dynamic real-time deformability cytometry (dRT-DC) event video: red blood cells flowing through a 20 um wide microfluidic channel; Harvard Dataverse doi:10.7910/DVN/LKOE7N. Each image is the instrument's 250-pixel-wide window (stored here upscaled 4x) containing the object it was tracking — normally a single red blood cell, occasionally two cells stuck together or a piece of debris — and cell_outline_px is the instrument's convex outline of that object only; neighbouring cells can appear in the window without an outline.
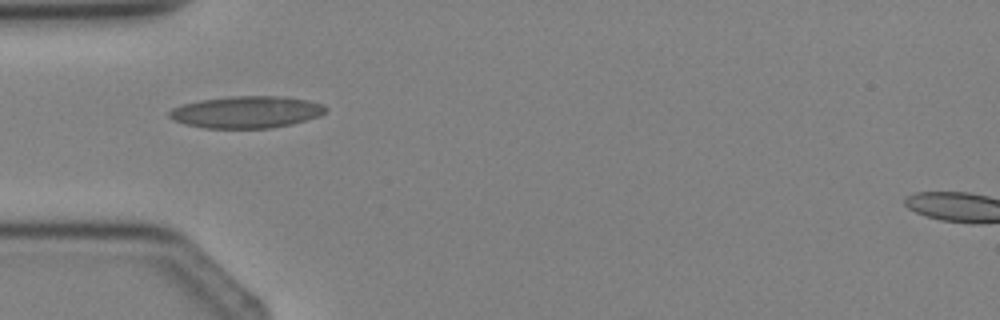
{"species": "Egyptian fruit bat (a non-hibernating species)", "species_latin": "Rousettus aegyptiacus", "temperature_condition": "cold", "stored_images_in_passage": 3, "camera_frame_rate_fps": 3000, "um_per_image_px": 0.085, "animal": {"sex": "female"}, "frame": {"image": 1, "passage_image": 3, "time_ms": 2.333, "image_size_px": [1000, 320], "cell_outline_px": [[328, 108], [320, 116], [292, 124], [272, 128], [204, 128], [184, 124], [172, 120], [168, 116], [168, 112], [172, 108], [184, 104], [200, 100], [232, 96], [284, 96], [308, 100], [324, 104]], "centroid_in_image_um": [20.96, 9.52], "position_along_channel_um": 64.0, "area_um2": 29.3}}